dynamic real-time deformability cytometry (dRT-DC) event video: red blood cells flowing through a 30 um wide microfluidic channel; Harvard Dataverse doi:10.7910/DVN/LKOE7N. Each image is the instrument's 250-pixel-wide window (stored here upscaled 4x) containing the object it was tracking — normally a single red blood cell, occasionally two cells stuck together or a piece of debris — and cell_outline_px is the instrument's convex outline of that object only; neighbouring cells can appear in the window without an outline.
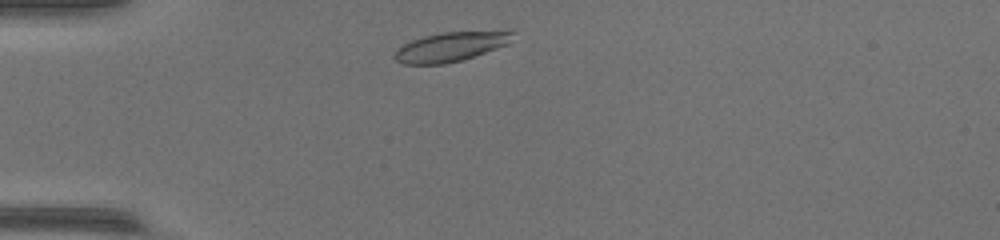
{"species": "common noctule bat (a hibernating species)", "species_latin": "Nyctalus noctula", "temperature_condition": "warm", "stored_images_in_passage": 37, "camera_frame_rate_fps": 3000, "um_per_image_px": 0.085, "animal": {"sex": "female", "body_mass_g": 17.0, "forearm_length_mm": 48.0}, "frame": {"image": 1, "passage_image": 2, "time_ms": 0.333, "image_size_px": [1000, 240], "cell_outline_px": [[516, 32], [508, 44], [460, 60], [444, 64], [404, 64], [396, 60], [392, 56], [396, 48], [412, 40], [424, 36], [444, 32], [512, 28]], "centroid_in_image_um": [38.39, 3.92], "position_along_channel_um": 46.6, "area_um2": 20.75}}
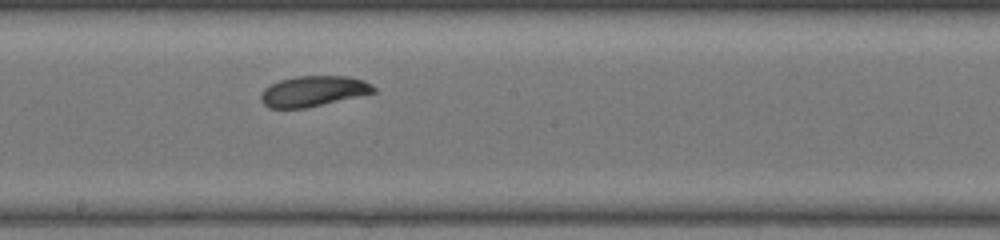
{"frame": {"image": 2, "passage_image": 16, "time_ms": 5.0, "image_size_px": [1000, 240], "cell_outline_px": [[376, 92], [304, 108], [268, 108], [260, 100], [260, 96], [264, 88], [280, 80], [296, 76], [348, 76], [364, 80], [372, 84], [376, 88]], "centroid_in_image_um": [26.63, 7.74], "position_along_channel_um": 221.6, "area_um2": 19.94}}
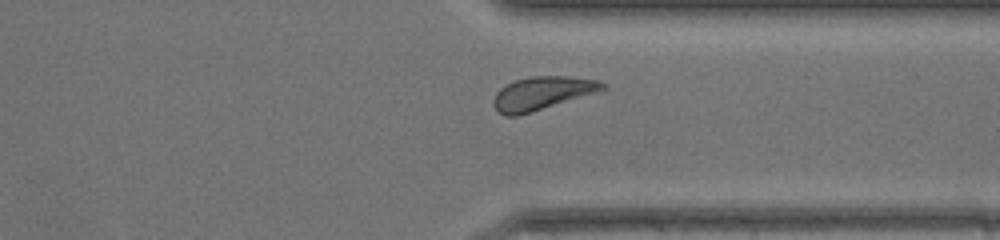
{"frame": {"image": 3, "passage_image": 26, "time_ms": 8.333, "image_size_px": [1000, 240], "cell_outline_px": [[604, 88], [596, 92], [516, 116], [504, 116], [492, 104], [492, 100], [496, 92], [500, 88], [516, 80], [532, 76], [568, 76], [600, 80], [604, 84]], "centroid_in_image_um": [46.04, 7.91], "position_along_channel_um": 365.4, "area_um2": 20.63}, "authors_computed_cell_mechanics": {"area_um2": 20.7502, "velocity_mm_per_s": 4.3112, "shape_relaxation_time_tau1_ms": 2.2963, "shape_relaxation_time_tau2_ms": 3.7697, "deformation_change_tau1": 0.1222, "deformation_change_tau2": 0.0904}}